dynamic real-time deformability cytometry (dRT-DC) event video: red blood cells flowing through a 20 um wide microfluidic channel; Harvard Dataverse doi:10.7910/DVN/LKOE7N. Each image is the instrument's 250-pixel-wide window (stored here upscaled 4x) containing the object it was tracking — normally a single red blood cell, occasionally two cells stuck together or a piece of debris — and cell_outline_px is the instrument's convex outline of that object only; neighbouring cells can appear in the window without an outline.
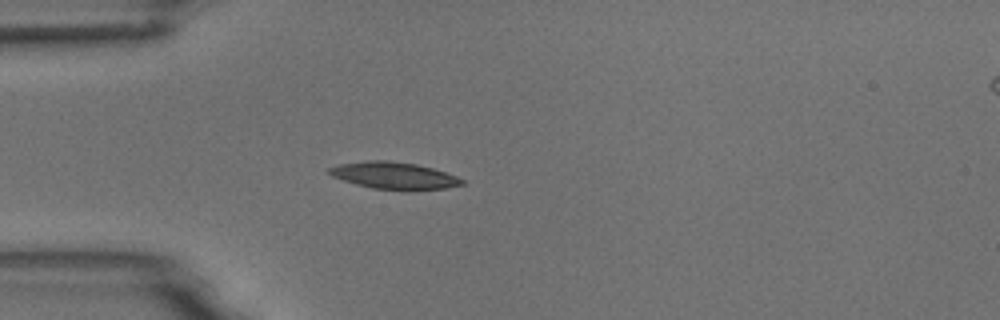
{"species": "common noctule bat (a hibernating species)", "species_latin": "Nyctalus noctula", "temperature_condition": "room temperature", "stored_images_in_passage": 4, "camera_frame_rate_fps": 3000, "um_per_image_px": 0.085, "animal": {"sex": "male", "body_mass_g": 18.8}, "frame": {"image": 1, "passage_image": 4, "time_ms": 4.333, "image_size_px": [1000, 320], "cell_outline_px": [[464, 184], [444, 188], [372, 188], [356, 184], [332, 176], [328, 172], [328, 168], [340, 164], [368, 160], [388, 160], [416, 164], [432, 168], [456, 176], [464, 180]], "centroid_in_image_um": [33.45, 14.88], "position_along_channel_um": 51.6, "area_um2": 20.06}}